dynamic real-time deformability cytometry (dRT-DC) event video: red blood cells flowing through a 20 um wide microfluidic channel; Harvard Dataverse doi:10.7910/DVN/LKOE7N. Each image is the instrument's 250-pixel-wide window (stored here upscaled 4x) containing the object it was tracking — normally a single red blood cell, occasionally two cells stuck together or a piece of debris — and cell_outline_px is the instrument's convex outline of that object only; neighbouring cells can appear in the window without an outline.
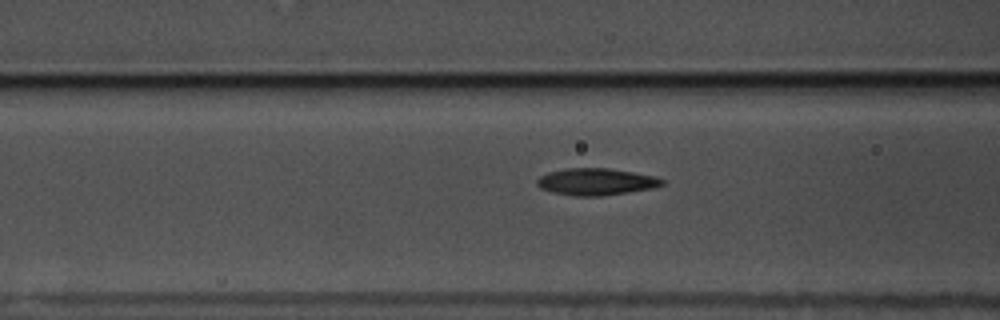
{"species": "common noctule bat (a hibernating species)", "species_latin": "Nyctalus noctula", "temperature_condition": "warm", "stored_images_in_passage": 44, "camera_frame_rate_fps": 3000, "um_per_image_px": 0.085, "animal": {"sex": "male", "body_mass_g": 17.5, "forearm_length_mm": 52.3}, "frame": {"image": 1, "passage_image": 13, "time_ms": 4.0, "image_size_px": [1000, 320], "cell_outline_px": [[664, 184], [652, 188], [628, 192], [600, 196], [576, 196], [552, 192], [540, 188], [536, 184], [536, 180], [540, 176], [548, 172], [564, 168], [608, 168], [656, 176], [664, 180]], "centroid_in_image_um": [50.64, 15.44], "position_along_channel_um": 116.0, "area_um2": 19.59}}
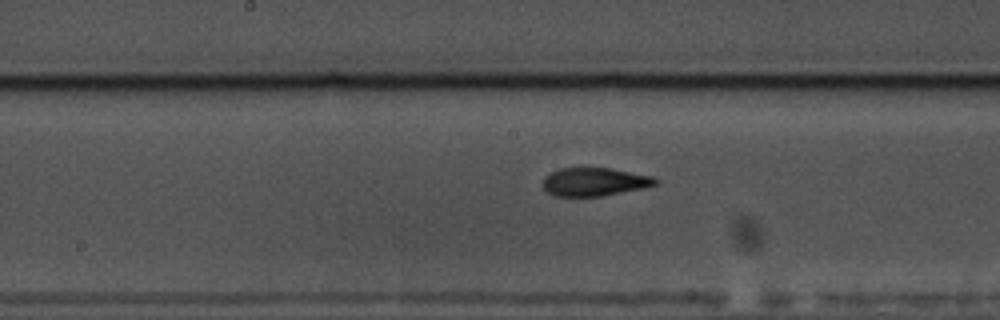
{"frame": {"image": 2, "passage_image": 20, "time_ms": 6.333, "image_size_px": [1000, 320], "cell_outline_px": [[660, 180], [656, 184], [640, 188], [600, 196], [552, 196], [544, 188], [544, 176], [560, 168], [612, 168], [652, 176]], "centroid_in_image_um": [50.51, 15.45], "position_along_channel_um": 197.7, "area_um2": 18.32}}
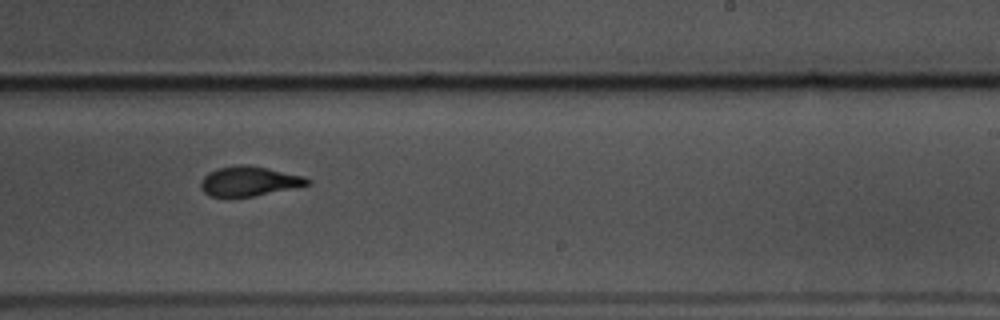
{"frame": {"image": 3, "passage_image": 26, "time_ms": 8.333, "image_size_px": [1000, 320], "cell_outline_px": [[312, 184], [252, 196], [208, 196], [200, 188], [200, 180], [208, 172], [220, 168], [236, 164], [248, 164], [304, 176], [312, 180]], "centroid_in_image_um": [21.16, 15.39], "position_along_channel_um": 267.8, "area_um2": 18.38}, "authors_computed_cell_mechanics": {"area_um2": 19.363, "velocity_mm_per_s": 3.5191, "shape_relaxation_time_tau1_ms": 8.2965, "shape_relaxation_time_tau2_ms": 1.5376, "deformation_change_tau1": 0.2152, "deformation_change_tau2": 0.0858}}